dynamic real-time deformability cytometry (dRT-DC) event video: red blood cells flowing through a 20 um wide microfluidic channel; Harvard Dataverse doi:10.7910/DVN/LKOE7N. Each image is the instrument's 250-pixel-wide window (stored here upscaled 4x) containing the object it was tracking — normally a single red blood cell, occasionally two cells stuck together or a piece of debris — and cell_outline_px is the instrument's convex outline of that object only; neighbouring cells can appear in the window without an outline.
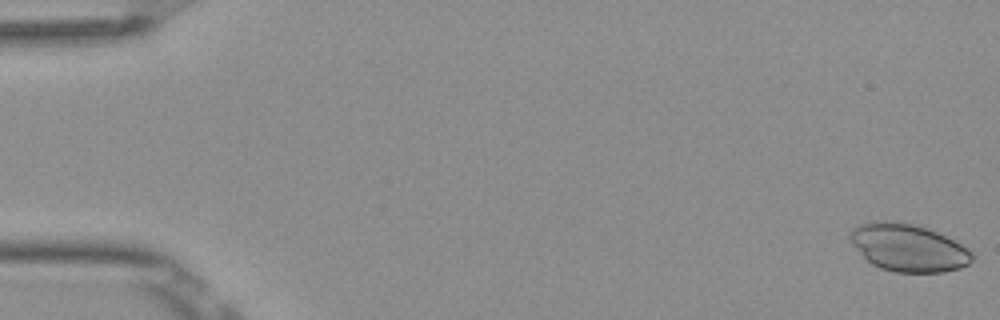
{"species": "Egyptian fruit bat (a non-hibernating species)", "species_latin": "Rousettus aegyptiacus", "temperature_condition": "room temperature", "stored_images_in_passage": 53, "camera_frame_rate_fps": 3000, "um_per_image_px": 0.085, "frame": {"image": 1, "passage_image": 1, "time_ms": 0.0, "image_size_px": [1000, 320], "cell_outline_px": [[972, 260], [968, 264], [960, 268], [944, 272], [896, 272], [880, 268], [872, 264], [864, 256], [848, 236], [852, 228], [860, 224], [876, 220], [892, 220], [912, 224], [936, 232], [968, 248], [972, 252]], "centroid_in_image_um": [77.19, 21.05], "position_along_channel_um": 7.8, "area_um2": 33.35}}
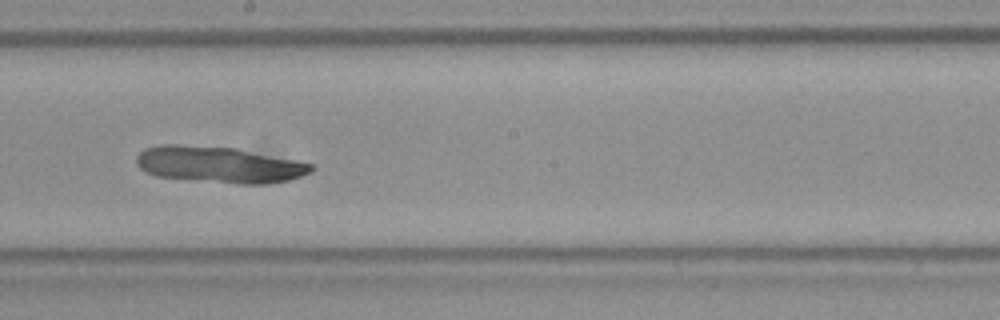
{"frame": {"image": 2, "passage_image": 30, "time_ms": 9.667, "image_size_px": [1000, 320], "cell_outline_px": [[316, 168], [312, 172], [288, 180], [264, 184], [236, 184], [156, 176], [140, 168], [136, 164], [136, 156], [144, 148], [160, 144], [176, 144], [236, 148], [296, 160], [312, 164]], "centroid_in_image_um": [18.62, 13.99], "position_along_channel_um": 229.6, "area_um2": 37.05}}
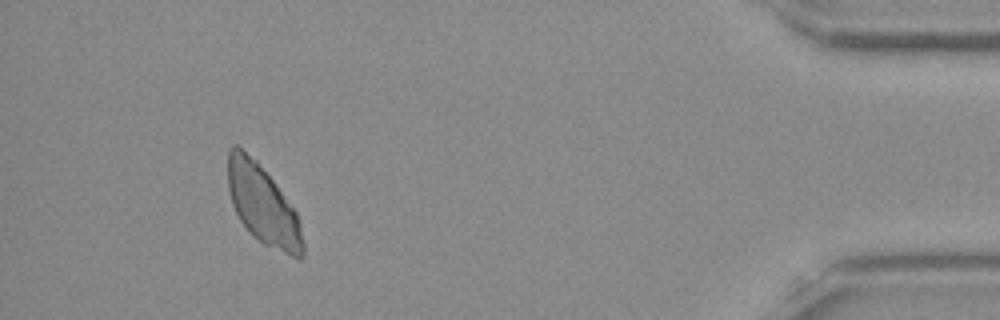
{"frame": {"image": 3, "passage_image": 49, "time_ms": 16.0, "image_size_px": [1000, 320], "cell_outline_px": [[304, 256], [300, 260], [296, 260], [264, 244], [252, 236], [240, 220], [232, 204], [228, 188], [228, 148], [232, 144], [236, 144], [256, 160], [272, 180], [296, 212], [300, 220], [304, 244]], "centroid_in_image_um": [22.36, 17.46], "position_along_channel_um": 412.8, "area_um2": 34.8}}